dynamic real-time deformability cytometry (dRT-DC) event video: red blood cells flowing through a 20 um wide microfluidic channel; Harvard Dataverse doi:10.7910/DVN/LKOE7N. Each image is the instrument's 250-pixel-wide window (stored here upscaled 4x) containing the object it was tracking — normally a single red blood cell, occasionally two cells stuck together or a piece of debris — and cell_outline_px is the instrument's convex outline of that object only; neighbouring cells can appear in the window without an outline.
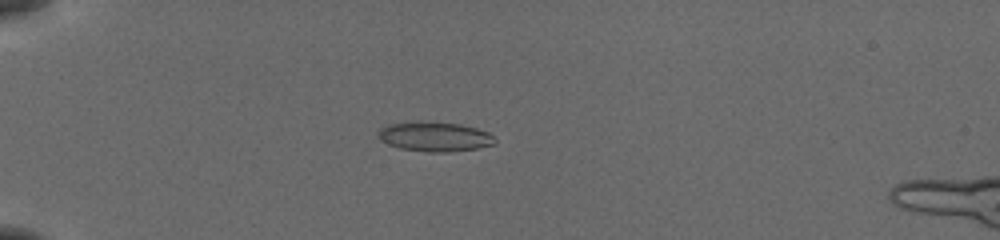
{"species": "common noctule bat (a hibernating species)", "species_latin": "Nyctalus noctula", "temperature_condition": "cold", "stored_images_in_passage": 39, "camera_frame_rate_fps": 3000, "um_per_image_px": 0.085, "animal": {"sex": "female", "body_mass_g": 19.5, "forearm_length_mm": 54.1}, "frame": {"image": 1, "passage_image": 1, "time_ms": 0.0, "image_size_px": [1000, 240], "cell_outline_px": [[496, 144], [476, 148], [448, 152], [432, 152], [400, 148], [388, 144], [380, 140], [376, 136], [376, 132], [380, 128], [392, 124], [460, 124], [476, 128], [488, 132], [496, 140]], "centroid_in_image_um": [36.97, 11.66], "position_along_channel_um": 48.0, "area_um2": 19.25}}
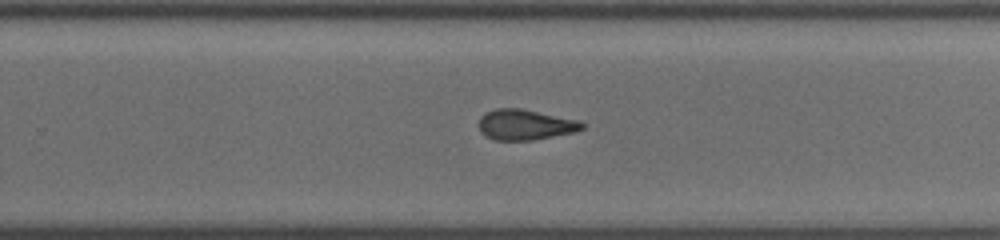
{"frame": {"image": 2, "passage_image": 22, "time_ms": 7.0, "image_size_px": [1000, 240], "cell_outline_px": [[584, 128], [576, 132], [532, 140], [496, 140], [484, 136], [480, 132], [480, 116], [484, 112], [496, 108], [520, 108], [576, 120], [584, 124]], "centroid_in_image_um": [44.6, 10.6], "position_along_channel_um": 285.2, "area_um2": 18.26}}
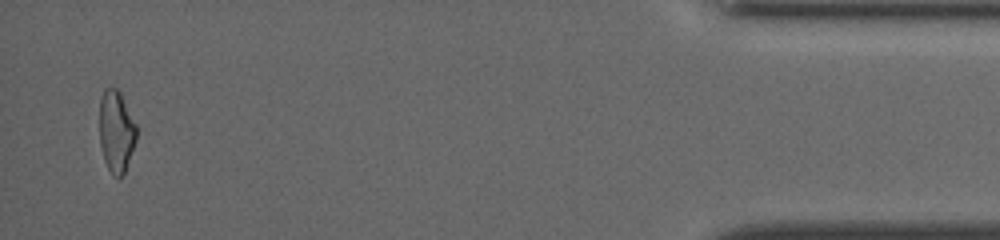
{"frame": {"image": 3, "passage_image": 38, "time_ms": 12.333, "image_size_px": [1000, 240], "cell_outline_px": [[136, 140], [124, 172], [120, 176], [112, 176], [104, 160], [100, 144], [100, 100], [104, 92], [108, 88], [116, 88], [120, 92], [136, 124]], "centroid_in_image_um": [9.88, 11.17], "position_along_channel_um": 425.3, "area_um2": 17.28}, "authors_computed_cell_mechanics": {"area_um2": 18.5538, "velocity_mm_per_s": 3.879, "shape_relaxation_time_tau1_ms": null, "shape_relaxation_time_tau2_ms": 1.9343, "deformation_change_tau1": null, "deformation_change_tau2": 0.0986}}